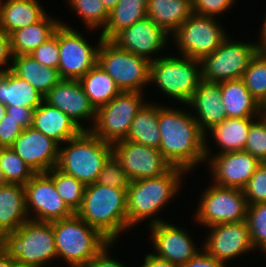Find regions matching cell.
<instances>
[{
	"label": "cell",
	"mask_w": 266,
	"mask_h": 267,
	"mask_svg": "<svg viewBox=\"0 0 266 267\" xmlns=\"http://www.w3.org/2000/svg\"><path fill=\"white\" fill-rule=\"evenodd\" d=\"M201 81V60L180 54L161 55L150 64L149 86L154 84L159 93L175 103L187 105Z\"/></svg>",
	"instance_id": "8992f818"
},
{
	"label": "cell",
	"mask_w": 266,
	"mask_h": 267,
	"mask_svg": "<svg viewBox=\"0 0 266 267\" xmlns=\"http://www.w3.org/2000/svg\"><path fill=\"white\" fill-rule=\"evenodd\" d=\"M146 102L132 121L130 131L125 140L136 144L159 149L161 133L158 127V113L161 103Z\"/></svg>",
	"instance_id": "1f68e13d"
},
{
	"label": "cell",
	"mask_w": 266,
	"mask_h": 267,
	"mask_svg": "<svg viewBox=\"0 0 266 267\" xmlns=\"http://www.w3.org/2000/svg\"><path fill=\"white\" fill-rule=\"evenodd\" d=\"M148 228L152 236V248L155 249L153 254L180 267L202 249L193 242L187 228H181L168 221H162Z\"/></svg>",
	"instance_id": "ffe728a7"
},
{
	"label": "cell",
	"mask_w": 266,
	"mask_h": 267,
	"mask_svg": "<svg viewBox=\"0 0 266 267\" xmlns=\"http://www.w3.org/2000/svg\"><path fill=\"white\" fill-rule=\"evenodd\" d=\"M24 189L29 219L52 222L74 214L59 196L54 181L47 172L35 173L24 185Z\"/></svg>",
	"instance_id": "5bb4252c"
},
{
	"label": "cell",
	"mask_w": 266,
	"mask_h": 267,
	"mask_svg": "<svg viewBox=\"0 0 266 267\" xmlns=\"http://www.w3.org/2000/svg\"><path fill=\"white\" fill-rule=\"evenodd\" d=\"M216 19L192 14L170 38L180 55L202 60L213 53L229 35Z\"/></svg>",
	"instance_id": "8fae6325"
},
{
	"label": "cell",
	"mask_w": 266,
	"mask_h": 267,
	"mask_svg": "<svg viewBox=\"0 0 266 267\" xmlns=\"http://www.w3.org/2000/svg\"><path fill=\"white\" fill-rule=\"evenodd\" d=\"M53 179L56 191L67 207L76 213L82 204L85 185L73 176L67 175L54 167L47 172Z\"/></svg>",
	"instance_id": "8d00e7d4"
},
{
	"label": "cell",
	"mask_w": 266,
	"mask_h": 267,
	"mask_svg": "<svg viewBox=\"0 0 266 267\" xmlns=\"http://www.w3.org/2000/svg\"><path fill=\"white\" fill-rule=\"evenodd\" d=\"M0 247L20 267H50L58 259L52 222L29 219L15 231L3 233Z\"/></svg>",
	"instance_id": "277c9868"
},
{
	"label": "cell",
	"mask_w": 266,
	"mask_h": 267,
	"mask_svg": "<svg viewBox=\"0 0 266 267\" xmlns=\"http://www.w3.org/2000/svg\"><path fill=\"white\" fill-rule=\"evenodd\" d=\"M61 21L48 13L35 24L14 31L10 35L12 56L30 54L54 34Z\"/></svg>",
	"instance_id": "83f0119b"
},
{
	"label": "cell",
	"mask_w": 266,
	"mask_h": 267,
	"mask_svg": "<svg viewBox=\"0 0 266 267\" xmlns=\"http://www.w3.org/2000/svg\"><path fill=\"white\" fill-rule=\"evenodd\" d=\"M28 220L24 185L0 184V236L15 231Z\"/></svg>",
	"instance_id": "cb8c5ba5"
},
{
	"label": "cell",
	"mask_w": 266,
	"mask_h": 267,
	"mask_svg": "<svg viewBox=\"0 0 266 267\" xmlns=\"http://www.w3.org/2000/svg\"><path fill=\"white\" fill-rule=\"evenodd\" d=\"M147 16V0H119L110 11L108 22L101 33L104 40H112L120 31Z\"/></svg>",
	"instance_id": "d6a6232c"
},
{
	"label": "cell",
	"mask_w": 266,
	"mask_h": 267,
	"mask_svg": "<svg viewBox=\"0 0 266 267\" xmlns=\"http://www.w3.org/2000/svg\"><path fill=\"white\" fill-rule=\"evenodd\" d=\"M97 64L109 74L121 92H143L149 85L151 62L119 48L111 40L100 42Z\"/></svg>",
	"instance_id": "ba28073f"
},
{
	"label": "cell",
	"mask_w": 266,
	"mask_h": 267,
	"mask_svg": "<svg viewBox=\"0 0 266 267\" xmlns=\"http://www.w3.org/2000/svg\"><path fill=\"white\" fill-rule=\"evenodd\" d=\"M185 174L186 170L172 166L160 176L132 180L126 190L128 230L145 220H150L148 226L167 221L158 213L180 194Z\"/></svg>",
	"instance_id": "7a4b0ae2"
},
{
	"label": "cell",
	"mask_w": 266,
	"mask_h": 267,
	"mask_svg": "<svg viewBox=\"0 0 266 267\" xmlns=\"http://www.w3.org/2000/svg\"><path fill=\"white\" fill-rule=\"evenodd\" d=\"M32 127L59 145L76 137L82 131L59 108L50 106L44 101L34 110Z\"/></svg>",
	"instance_id": "603a6c76"
},
{
	"label": "cell",
	"mask_w": 266,
	"mask_h": 267,
	"mask_svg": "<svg viewBox=\"0 0 266 267\" xmlns=\"http://www.w3.org/2000/svg\"><path fill=\"white\" fill-rule=\"evenodd\" d=\"M236 0H192L193 14L217 18L232 9Z\"/></svg>",
	"instance_id": "ee69618b"
},
{
	"label": "cell",
	"mask_w": 266,
	"mask_h": 267,
	"mask_svg": "<svg viewBox=\"0 0 266 267\" xmlns=\"http://www.w3.org/2000/svg\"><path fill=\"white\" fill-rule=\"evenodd\" d=\"M35 173L10 148H0V175L3 183L25 185Z\"/></svg>",
	"instance_id": "d590c367"
},
{
	"label": "cell",
	"mask_w": 266,
	"mask_h": 267,
	"mask_svg": "<svg viewBox=\"0 0 266 267\" xmlns=\"http://www.w3.org/2000/svg\"><path fill=\"white\" fill-rule=\"evenodd\" d=\"M112 155L131 181L160 176L172 167L159 149L128 140L113 143Z\"/></svg>",
	"instance_id": "9a60e30c"
},
{
	"label": "cell",
	"mask_w": 266,
	"mask_h": 267,
	"mask_svg": "<svg viewBox=\"0 0 266 267\" xmlns=\"http://www.w3.org/2000/svg\"><path fill=\"white\" fill-rule=\"evenodd\" d=\"M143 92H120L96 111V119L90 131L104 142L113 144L125 140L131 124L147 101Z\"/></svg>",
	"instance_id": "30bf717a"
},
{
	"label": "cell",
	"mask_w": 266,
	"mask_h": 267,
	"mask_svg": "<svg viewBox=\"0 0 266 267\" xmlns=\"http://www.w3.org/2000/svg\"><path fill=\"white\" fill-rule=\"evenodd\" d=\"M6 113H7L6 106L0 103V121L4 118Z\"/></svg>",
	"instance_id": "9f6ffc18"
},
{
	"label": "cell",
	"mask_w": 266,
	"mask_h": 267,
	"mask_svg": "<svg viewBox=\"0 0 266 267\" xmlns=\"http://www.w3.org/2000/svg\"><path fill=\"white\" fill-rule=\"evenodd\" d=\"M0 267H20L15 259L7 256L0 247Z\"/></svg>",
	"instance_id": "f5cc1de1"
},
{
	"label": "cell",
	"mask_w": 266,
	"mask_h": 267,
	"mask_svg": "<svg viewBox=\"0 0 266 267\" xmlns=\"http://www.w3.org/2000/svg\"><path fill=\"white\" fill-rule=\"evenodd\" d=\"M246 220L254 250L266 256V203L248 205Z\"/></svg>",
	"instance_id": "f35d334b"
},
{
	"label": "cell",
	"mask_w": 266,
	"mask_h": 267,
	"mask_svg": "<svg viewBox=\"0 0 266 267\" xmlns=\"http://www.w3.org/2000/svg\"><path fill=\"white\" fill-rule=\"evenodd\" d=\"M186 110L162 104L159 106V151L171 166L180 167L189 173L200 164H206L205 134L192 113Z\"/></svg>",
	"instance_id": "6da1fadb"
},
{
	"label": "cell",
	"mask_w": 266,
	"mask_h": 267,
	"mask_svg": "<svg viewBox=\"0 0 266 267\" xmlns=\"http://www.w3.org/2000/svg\"><path fill=\"white\" fill-rule=\"evenodd\" d=\"M29 55L42 65L58 70L60 57L58 48V28L50 38L39 45Z\"/></svg>",
	"instance_id": "7bdbcfd3"
},
{
	"label": "cell",
	"mask_w": 266,
	"mask_h": 267,
	"mask_svg": "<svg viewBox=\"0 0 266 267\" xmlns=\"http://www.w3.org/2000/svg\"><path fill=\"white\" fill-rule=\"evenodd\" d=\"M242 80L260 104L266 97V51H257L251 58Z\"/></svg>",
	"instance_id": "74e56055"
},
{
	"label": "cell",
	"mask_w": 266,
	"mask_h": 267,
	"mask_svg": "<svg viewBox=\"0 0 266 267\" xmlns=\"http://www.w3.org/2000/svg\"><path fill=\"white\" fill-rule=\"evenodd\" d=\"M260 111L263 116H266V97L264 100L260 103Z\"/></svg>",
	"instance_id": "11a10c76"
},
{
	"label": "cell",
	"mask_w": 266,
	"mask_h": 267,
	"mask_svg": "<svg viewBox=\"0 0 266 267\" xmlns=\"http://www.w3.org/2000/svg\"><path fill=\"white\" fill-rule=\"evenodd\" d=\"M111 156L112 144L102 141L90 130H82L76 137L59 145L56 168L87 186L97 182Z\"/></svg>",
	"instance_id": "5b68a950"
},
{
	"label": "cell",
	"mask_w": 266,
	"mask_h": 267,
	"mask_svg": "<svg viewBox=\"0 0 266 267\" xmlns=\"http://www.w3.org/2000/svg\"><path fill=\"white\" fill-rule=\"evenodd\" d=\"M248 205L266 203V162H261L242 189Z\"/></svg>",
	"instance_id": "b9f144b4"
},
{
	"label": "cell",
	"mask_w": 266,
	"mask_h": 267,
	"mask_svg": "<svg viewBox=\"0 0 266 267\" xmlns=\"http://www.w3.org/2000/svg\"><path fill=\"white\" fill-rule=\"evenodd\" d=\"M130 182L127 173L113 155L103 166L97 180L98 184L124 190L128 189Z\"/></svg>",
	"instance_id": "60d3db41"
},
{
	"label": "cell",
	"mask_w": 266,
	"mask_h": 267,
	"mask_svg": "<svg viewBox=\"0 0 266 267\" xmlns=\"http://www.w3.org/2000/svg\"><path fill=\"white\" fill-rule=\"evenodd\" d=\"M209 184L202 191L192 216L195 223L208 228L220 223L246 220L248 204L242 189L223 187L213 182Z\"/></svg>",
	"instance_id": "9c48e42d"
},
{
	"label": "cell",
	"mask_w": 266,
	"mask_h": 267,
	"mask_svg": "<svg viewBox=\"0 0 266 267\" xmlns=\"http://www.w3.org/2000/svg\"><path fill=\"white\" fill-rule=\"evenodd\" d=\"M115 242H109L96 256H94L84 267H127L121 261L110 256V249ZM110 247V248H109ZM111 257V258H110Z\"/></svg>",
	"instance_id": "bcb514c9"
},
{
	"label": "cell",
	"mask_w": 266,
	"mask_h": 267,
	"mask_svg": "<svg viewBox=\"0 0 266 267\" xmlns=\"http://www.w3.org/2000/svg\"><path fill=\"white\" fill-rule=\"evenodd\" d=\"M10 148L34 173H45L56 167L59 144L30 126L22 131Z\"/></svg>",
	"instance_id": "44dd1931"
},
{
	"label": "cell",
	"mask_w": 266,
	"mask_h": 267,
	"mask_svg": "<svg viewBox=\"0 0 266 267\" xmlns=\"http://www.w3.org/2000/svg\"><path fill=\"white\" fill-rule=\"evenodd\" d=\"M256 118H226L205 133V139L211 138L216 144L218 153L224 154L244 150L251 123ZM208 136V137H207ZM213 138V140H212Z\"/></svg>",
	"instance_id": "484cf974"
},
{
	"label": "cell",
	"mask_w": 266,
	"mask_h": 267,
	"mask_svg": "<svg viewBox=\"0 0 266 267\" xmlns=\"http://www.w3.org/2000/svg\"><path fill=\"white\" fill-rule=\"evenodd\" d=\"M76 214L110 242L117 243L120 234L128 232L126 190L97 182L87 185Z\"/></svg>",
	"instance_id": "3957f363"
},
{
	"label": "cell",
	"mask_w": 266,
	"mask_h": 267,
	"mask_svg": "<svg viewBox=\"0 0 266 267\" xmlns=\"http://www.w3.org/2000/svg\"><path fill=\"white\" fill-rule=\"evenodd\" d=\"M184 106H188L189 110L191 109L193 117L204 134L227 118L225 107L221 100L219 83L202 80L197 90L193 93L190 102Z\"/></svg>",
	"instance_id": "7402d4cb"
},
{
	"label": "cell",
	"mask_w": 266,
	"mask_h": 267,
	"mask_svg": "<svg viewBox=\"0 0 266 267\" xmlns=\"http://www.w3.org/2000/svg\"><path fill=\"white\" fill-rule=\"evenodd\" d=\"M12 59L10 36L0 29V72L11 70Z\"/></svg>",
	"instance_id": "681fc988"
},
{
	"label": "cell",
	"mask_w": 266,
	"mask_h": 267,
	"mask_svg": "<svg viewBox=\"0 0 266 267\" xmlns=\"http://www.w3.org/2000/svg\"><path fill=\"white\" fill-rule=\"evenodd\" d=\"M40 0H5L0 29L9 36L16 30L35 24L47 12Z\"/></svg>",
	"instance_id": "f1b7e54d"
},
{
	"label": "cell",
	"mask_w": 266,
	"mask_h": 267,
	"mask_svg": "<svg viewBox=\"0 0 266 267\" xmlns=\"http://www.w3.org/2000/svg\"><path fill=\"white\" fill-rule=\"evenodd\" d=\"M257 51L255 41L241 42L227 37L213 53L201 60L202 80L219 83L242 78Z\"/></svg>",
	"instance_id": "7c38bea8"
},
{
	"label": "cell",
	"mask_w": 266,
	"mask_h": 267,
	"mask_svg": "<svg viewBox=\"0 0 266 267\" xmlns=\"http://www.w3.org/2000/svg\"><path fill=\"white\" fill-rule=\"evenodd\" d=\"M57 257L70 267H84L110 241L76 213L52 221Z\"/></svg>",
	"instance_id": "52a82bcc"
},
{
	"label": "cell",
	"mask_w": 266,
	"mask_h": 267,
	"mask_svg": "<svg viewBox=\"0 0 266 267\" xmlns=\"http://www.w3.org/2000/svg\"><path fill=\"white\" fill-rule=\"evenodd\" d=\"M6 109L9 117L17 121V124H19L23 129L32 126L34 113L33 108L6 106Z\"/></svg>",
	"instance_id": "c3c4849f"
},
{
	"label": "cell",
	"mask_w": 266,
	"mask_h": 267,
	"mask_svg": "<svg viewBox=\"0 0 266 267\" xmlns=\"http://www.w3.org/2000/svg\"><path fill=\"white\" fill-rule=\"evenodd\" d=\"M106 9L110 12L118 3L119 0H102Z\"/></svg>",
	"instance_id": "db71d44e"
},
{
	"label": "cell",
	"mask_w": 266,
	"mask_h": 267,
	"mask_svg": "<svg viewBox=\"0 0 266 267\" xmlns=\"http://www.w3.org/2000/svg\"><path fill=\"white\" fill-rule=\"evenodd\" d=\"M43 101L59 108L82 130H90L94 125L97 110L79 80L62 79L44 96ZM84 120L90 121L91 125L85 127Z\"/></svg>",
	"instance_id": "d6986e66"
},
{
	"label": "cell",
	"mask_w": 266,
	"mask_h": 267,
	"mask_svg": "<svg viewBox=\"0 0 266 267\" xmlns=\"http://www.w3.org/2000/svg\"><path fill=\"white\" fill-rule=\"evenodd\" d=\"M24 129L6 113L0 121V148L10 147Z\"/></svg>",
	"instance_id": "f6af8a7d"
},
{
	"label": "cell",
	"mask_w": 266,
	"mask_h": 267,
	"mask_svg": "<svg viewBox=\"0 0 266 267\" xmlns=\"http://www.w3.org/2000/svg\"><path fill=\"white\" fill-rule=\"evenodd\" d=\"M11 71L26 80L43 97L62 80L57 69L42 65L29 54L13 56Z\"/></svg>",
	"instance_id": "4316f807"
},
{
	"label": "cell",
	"mask_w": 266,
	"mask_h": 267,
	"mask_svg": "<svg viewBox=\"0 0 266 267\" xmlns=\"http://www.w3.org/2000/svg\"><path fill=\"white\" fill-rule=\"evenodd\" d=\"M70 5L69 8L76 12L81 18L80 20L86 25L87 31L101 29L100 32L105 28L110 12L106 9L102 0H67L66 3Z\"/></svg>",
	"instance_id": "e575fe53"
},
{
	"label": "cell",
	"mask_w": 266,
	"mask_h": 267,
	"mask_svg": "<svg viewBox=\"0 0 266 267\" xmlns=\"http://www.w3.org/2000/svg\"><path fill=\"white\" fill-rule=\"evenodd\" d=\"M219 84L227 118H257L262 115L260 104L251 95L242 78Z\"/></svg>",
	"instance_id": "d4e9b609"
},
{
	"label": "cell",
	"mask_w": 266,
	"mask_h": 267,
	"mask_svg": "<svg viewBox=\"0 0 266 267\" xmlns=\"http://www.w3.org/2000/svg\"><path fill=\"white\" fill-rule=\"evenodd\" d=\"M192 14L191 0H147V16L171 35Z\"/></svg>",
	"instance_id": "4dcf8cb0"
},
{
	"label": "cell",
	"mask_w": 266,
	"mask_h": 267,
	"mask_svg": "<svg viewBox=\"0 0 266 267\" xmlns=\"http://www.w3.org/2000/svg\"><path fill=\"white\" fill-rule=\"evenodd\" d=\"M244 151L266 162V116L261 115L251 123Z\"/></svg>",
	"instance_id": "ab89813d"
},
{
	"label": "cell",
	"mask_w": 266,
	"mask_h": 267,
	"mask_svg": "<svg viewBox=\"0 0 266 267\" xmlns=\"http://www.w3.org/2000/svg\"><path fill=\"white\" fill-rule=\"evenodd\" d=\"M206 231L208 235L206 234L202 248L210 256L226 264L238 256L255 252L250 240L247 220L216 224L208 227Z\"/></svg>",
	"instance_id": "ac0fdd59"
},
{
	"label": "cell",
	"mask_w": 266,
	"mask_h": 267,
	"mask_svg": "<svg viewBox=\"0 0 266 267\" xmlns=\"http://www.w3.org/2000/svg\"><path fill=\"white\" fill-rule=\"evenodd\" d=\"M5 0H0V18L3 13V6H4Z\"/></svg>",
	"instance_id": "6f0895ef"
},
{
	"label": "cell",
	"mask_w": 266,
	"mask_h": 267,
	"mask_svg": "<svg viewBox=\"0 0 266 267\" xmlns=\"http://www.w3.org/2000/svg\"><path fill=\"white\" fill-rule=\"evenodd\" d=\"M44 97L26 80L11 70L0 72V103L5 106L28 107L34 110Z\"/></svg>",
	"instance_id": "f546056e"
},
{
	"label": "cell",
	"mask_w": 266,
	"mask_h": 267,
	"mask_svg": "<svg viewBox=\"0 0 266 267\" xmlns=\"http://www.w3.org/2000/svg\"><path fill=\"white\" fill-rule=\"evenodd\" d=\"M89 43L87 38L74 27L61 21L58 27L59 66L58 71L62 79L80 80L91 68L97 64V53L100 42Z\"/></svg>",
	"instance_id": "4fadbf2b"
},
{
	"label": "cell",
	"mask_w": 266,
	"mask_h": 267,
	"mask_svg": "<svg viewBox=\"0 0 266 267\" xmlns=\"http://www.w3.org/2000/svg\"><path fill=\"white\" fill-rule=\"evenodd\" d=\"M170 37L171 34L146 16L120 31L111 41L119 48L152 62L161 57V53L171 42Z\"/></svg>",
	"instance_id": "e0dca14e"
},
{
	"label": "cell",
	"mask_w": 266,
	"mask_h": 267,
	"mask_svg": "<svg viewBox=\"0 0 266 267\" xmlns=\"http://www.w3.org/2000/svg\"><path fill=\"white\" fill-rule=\"evenodd\" d=\"M226 262L210 256L203 248L181 267H227Z\"/></svg>",
	"instance_id": "7dc6e473"
},
{
	"label": "cell",
	"mask_w": 266,
	"mask_h": 267,
	"mask_svg": "<svg viewBox=\"0 0 266 267\" xmlns=\"http://www.w3.org/2000/svg\"><path fill=\"white\" fill-rule=\"evenodd\" d=\"M140 267H180L177 264L171 263L168 260L157 257L152 252L147 254Z\"/></svg>",
	"instance_id": "f907efd6"
},
{
	"label": "cell",
	"mask_w": 266,
	"mask_h": 267,
	"mask_svg": "<svg viewBox=\"0 0 266 267\" xmlns=\"http://www.w3.org/2000/svg\"><path fill=\"white\" fill-rule=\"evenodd\" d=\"M208 141L205 139V156L212 176L211 182L223 187L243 189L261 162L244 150L213 155Z\"/></svg>",
	"instance_id": "2e32d148"
},
{
	"label": "cell",
	"mask_w": 266,
	"mask_h": 267,
	"mask_svg": "<svg viewBox=\"0 0 266 267\" xmlns=\"http://www.w3.org/2000/svg\"><path fill=\"white\" fill-rule=\"evenodd\" d=\"M264 19L262 21V26H261V29L259 32V35H260V39L257 40L259 42H257V45H258V50L259 51H266V12H265V16L263 17Z\"/></svg>",
	"instance_id": "816d5d0a"
},
{
	"label": "cell",
	"mask_w": 266,
	"mask_h": 267,
	"mask_svg": "<svg viewBox=\"0 0 266 267\" xmlns=\"http://www.w3.org/2000/svg\"><path fill=\"white\" fill-rule=\"evenodd\" d=\"M79 81L96 110L106 105L121 92L114 80L98 64Z\"/></svg>",
	"instance_id": "836d02e7"
},
{
	"label": "cell",
	"mask_w": 266,
	"mask_h": 267,
	"mask_svg": "<svg viewBox=\"0 0 266 267\" xmlns=\"http://www.w3.org/2000/svg\"><path fill=\"white\" fill-rule=\"evenodd\" d=\"M3 183V181H2V178H1V175H0V184H2Z\"/></svg>",
	"instance_id": "680465c9"
}]
</instances>
